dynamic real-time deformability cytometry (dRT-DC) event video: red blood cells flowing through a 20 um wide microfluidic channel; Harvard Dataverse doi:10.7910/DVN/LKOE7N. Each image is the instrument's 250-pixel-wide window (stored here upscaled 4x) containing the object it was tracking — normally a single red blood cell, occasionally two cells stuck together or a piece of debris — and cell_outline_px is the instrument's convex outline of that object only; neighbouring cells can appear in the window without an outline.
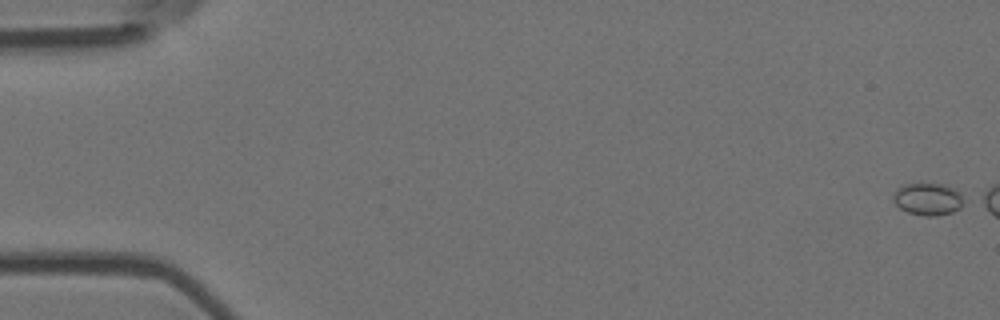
{"species": "Egyptian fruit bat (a non-hibernating species)", "species_latin": "Rousettus aegyptiacus", "temperature_condition": "room temperature", "stored_images_in_passage": 7, "camera_frame_rate_fps": 3000, "um_per_image_px": 0.085, "animal": {"sex": "female"}, "frame": {"image": 1, "passage_image": 1, "time_ms": 0.0, "image_size_px": [1000, 320], "cell_outline_px": [[968, 200], [960, 208], [952, 212], [936, 216], [924, 216], [908, 212], [900, 208], [892, 200], [892, 196], [896, 188], [904, 184], [940, 184], [956, 192]], "centroid_in_image_um": [78.85, 16.94], "position_along_channel_um": 6.2, "area_um2": 13.18}}